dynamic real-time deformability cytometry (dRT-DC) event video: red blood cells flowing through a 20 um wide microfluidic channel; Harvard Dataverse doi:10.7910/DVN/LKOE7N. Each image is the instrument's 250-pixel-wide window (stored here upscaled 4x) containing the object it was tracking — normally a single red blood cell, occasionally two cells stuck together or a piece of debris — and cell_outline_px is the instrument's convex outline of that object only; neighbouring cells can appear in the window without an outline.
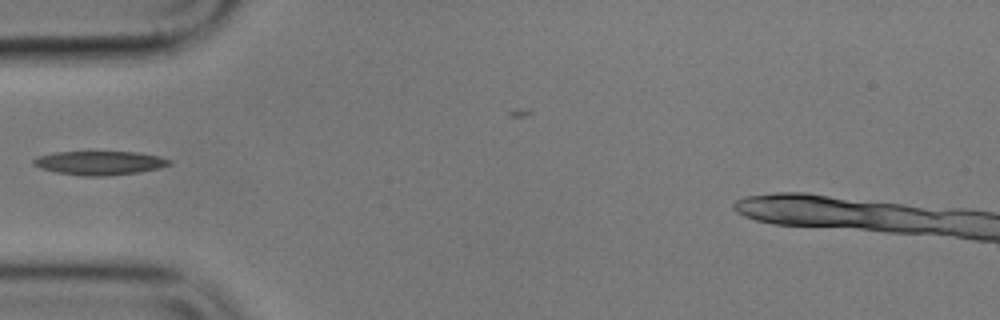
{"species": "common noctule bat (a hibernating species)", "species_latin": "Nyctalus noctula", "temperature_condition": "cold", "stored_images_in_passage": 4, "camera_frame_rate_fps": 3000, "um_per_image_px": 0.085, "animal": {"sex": "male", "body_mass_g": 17.9}, "frame": {"image": 1, "passage_image": 3, "time_ms": 2.333, "image_size_px": [1000, 320], "cell_outline_px": [[172, 164], [160, 168], [140, 172], [108, 176], [84, 176], [56, 172], [40, 168], [32, 164], [32, 160], [36, 156], [56, 152], [136, 152], [160, 156], [172, 160]], "centroid_in_image_um": [8.48, 13.85], "position_along_channel_um": 76.5, "area_um2": 19.07}}
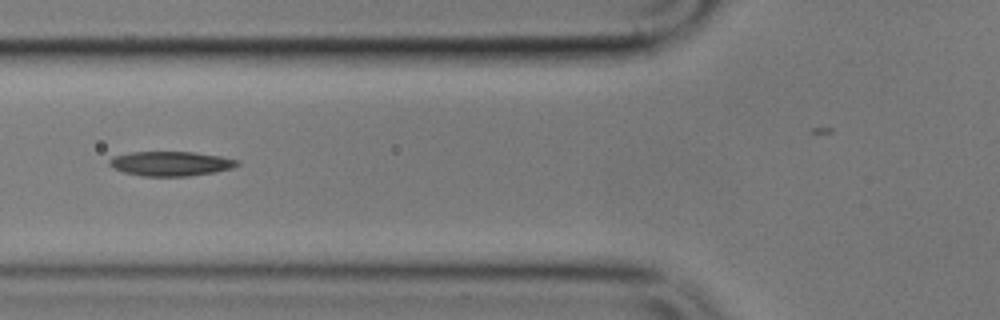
{"frame": {"image": 2, "passage_image": 4, "time_ms": 3.333, "image_size_px": [1000, 320], "cell_outline_px": [[240, 164], [232, 168], [216, 172], [188, 176], [144, 176], [124, 172], [112, 168], [108, 164], [108, 160], [112, 156], [128, 152], [192, 152], [220, 156], [240, 160]], "centroid_in_image_um": [14.49, 13.9], "position_along_channel_um": 111.3, "area_um2": 18.44}}